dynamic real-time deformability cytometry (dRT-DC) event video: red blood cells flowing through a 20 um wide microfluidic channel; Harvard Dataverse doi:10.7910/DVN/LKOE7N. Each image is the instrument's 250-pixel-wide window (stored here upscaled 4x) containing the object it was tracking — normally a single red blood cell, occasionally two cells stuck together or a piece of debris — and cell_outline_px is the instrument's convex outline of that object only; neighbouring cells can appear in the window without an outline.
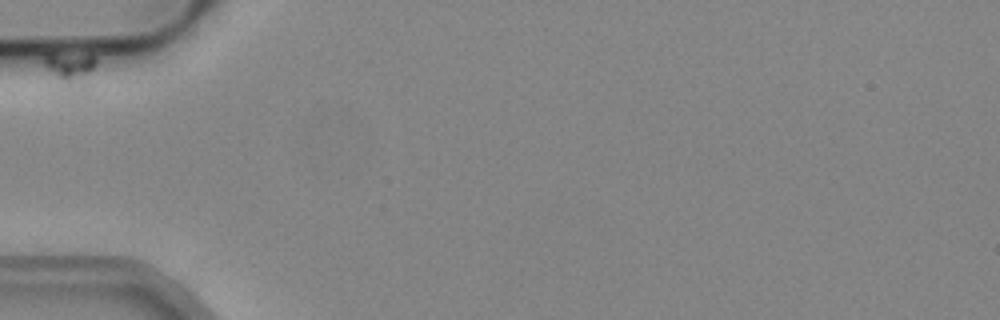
{"species": "common noctule bat (a hibernating species)", "species_latin": "Nyctalus noctula", "temperature_condition": "cold", "stored_images_in_passage": 2, "camera_frame_rate_fps": 3000, "um_per_image_px": 0.085, "animal": {"sex": "male", "body_mass_g": 19.2, "forearm_length_mm": 51.8}, "frame": {"image": 1, "passage_image": 1, "time_ms": 0.0, "image_size_px": [1000, 320], "cell_outline_px": [[96, 64], [88, 96], [84, 100], [60, 96], [56, 92], [44, 64], [44, 56], [92, 56], [96, 60]], "centroid_in_image_um": [6.04, 6.37], "position_along_channel_um": 79.0, "area_um2": 12.83}}